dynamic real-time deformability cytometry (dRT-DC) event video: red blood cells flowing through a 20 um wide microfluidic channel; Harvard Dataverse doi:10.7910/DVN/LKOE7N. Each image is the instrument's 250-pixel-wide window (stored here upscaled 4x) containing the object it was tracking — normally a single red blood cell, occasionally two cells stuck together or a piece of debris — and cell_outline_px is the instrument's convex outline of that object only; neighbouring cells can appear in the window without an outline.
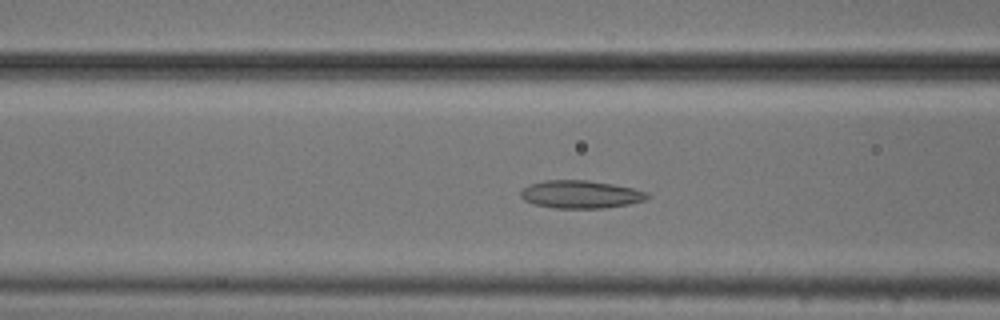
{"species": "common noctule bat (a hibernating species)", "species_latin": "Nyctalus noctula", "temperature_condition": "cold", "stored_images_in_passage": 53, "camera_frame_rate_fps": 3000, "um_per_image_px": 0.085, "animal": {"sex": "male", "body_mass_g": 20.5, "forearm_length_mm": 52.5}, "frame": {"image": 1, "passage_image": 20, "time_ms": 6.333, "image_size_px": [1000, 320], "cell_outline_px": [[652, 196], [644, 200], [628, 204], [604, 208], [552, 208], [532, 204], [524, 200], [520, 196], [520, 192], [528, 184], [544, 180], [588, 180], [612, 184], [632, 188], [648, 192]], "centroid_in_image_um": [49.33, 16.52], "position_along_channel_um": 117.3, "area_um2": 20.69}}
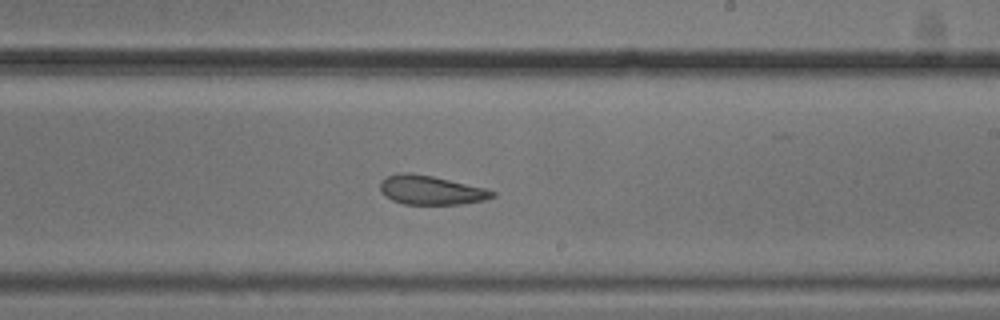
{"frame": {"image": 2, "passage_image": 31, "time_ms": 10.0, "image_size_px": [1000, 320], "cell_outline_px": [[496, 196], [484, 200], [460, 204], [404, 204], [392, 200], [384, 196], [380, 192], [380, 180], [388, 176], [400, 172], [412, 172], [432, 176], [484, 188], [496, 192]], "centroid_in_image_um": [36.58, 16.16], "position_along_channel_um": 252.4, "area_um2": 19.02}}
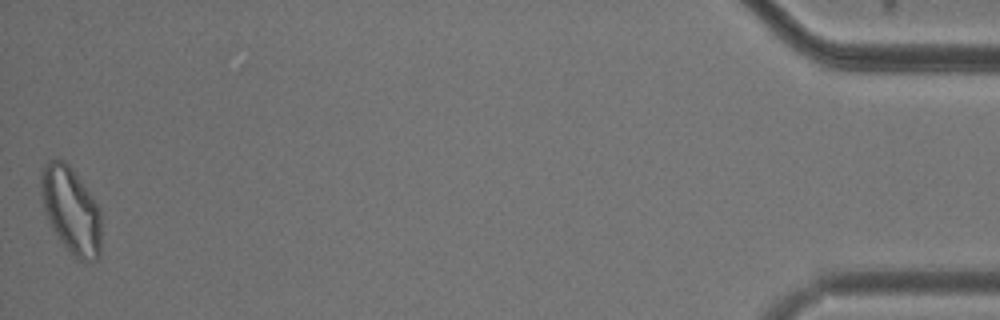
{"frame": {"image": 3, "passage_image": 53, "time_ms": 17.333, "image_size_px": [1000, 320], "cell_outline_px": [[100, 256], [92, 264], [84, 264], [76, 260], [60, 240], [52, 228], [48, 220], [44, 208], [40, 192], [40, 176], [44, 164], [48, 160], [64, 160], [72, 168], [92, 196], [100, 208]], "centroid_in_image_um": [6.05, 17.92], "position_along_channel_um": 429.2, "area_um2": 30.75}, "authors_computed_cell_mechanics": {"area_um2": 22.1952, "velocity_mm_per_s": 3.69, "shape_relaxation_time_tau1_ms": null, "shape_relaxation_time_tau2_ms": 2.7364, "deformation_change_tau1": null, "deformation_change_tau2": 0.0906}}